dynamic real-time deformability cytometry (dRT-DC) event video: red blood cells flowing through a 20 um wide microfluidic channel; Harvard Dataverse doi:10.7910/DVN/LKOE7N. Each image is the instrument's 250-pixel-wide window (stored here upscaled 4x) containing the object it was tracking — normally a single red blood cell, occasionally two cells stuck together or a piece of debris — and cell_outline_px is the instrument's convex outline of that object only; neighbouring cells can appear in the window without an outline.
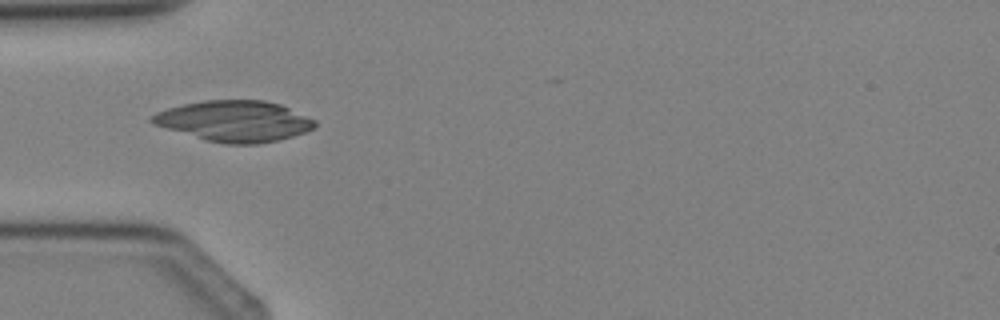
{"species": "Egyptian fruit bat (a non-hibernating species)", "species_latin": "Rousettus aegyptiacus", "temperature_condition": "cold", "stored_images_in_passage": 5, "camera_frame_rate_fps": 3000, "um_per_image_px": 0.085, "animal": {"sex": "female"}, "frame": {"image": 1, "passage_image": 4, "time_ms": 4.333, "image_size_px": [1000, 320], "cell_outline_px": [[316, 128], [292, 136], [276, 140], [256, 144], [224, 144], [204, 140], [152, 124], [148, 120], [156, 112], [168, 108], [184, 104], [204, 100], [264, 100], [280, 104], [316, 120]], "centroid_in_image_um": [19.91, 10.29], "position_along_channel_um": 65.1, "area_um2": 38.78}}
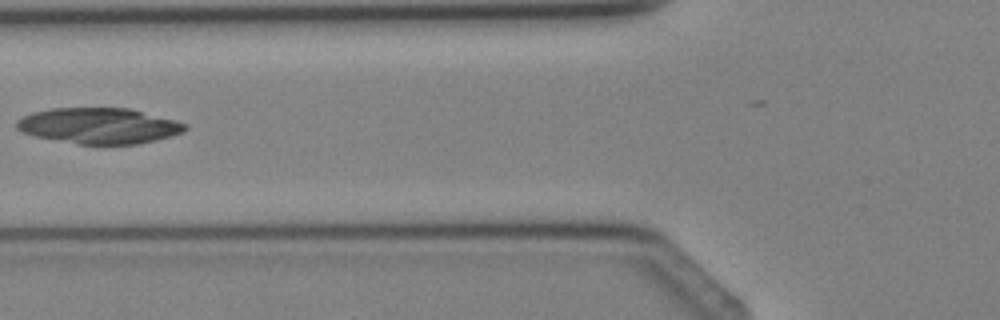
{"frame": {"image": 2, "passage_image": 5, "time_ms": 5.333, "image_size_px": [1000, 320], "cell_outline_px": [[188, 128], [184, 132], [172, 136], [136, 144], [80, 144], [36, 136], [20, 132], [16, 128], [16, 120], [32, 112], [52, 108], [128, 108], [176, 120], [188, 124]], "centroid_in_image_um": [8.42, 10.68], "position_along_channel_um": 117.4, "area_um2": 35.08}}